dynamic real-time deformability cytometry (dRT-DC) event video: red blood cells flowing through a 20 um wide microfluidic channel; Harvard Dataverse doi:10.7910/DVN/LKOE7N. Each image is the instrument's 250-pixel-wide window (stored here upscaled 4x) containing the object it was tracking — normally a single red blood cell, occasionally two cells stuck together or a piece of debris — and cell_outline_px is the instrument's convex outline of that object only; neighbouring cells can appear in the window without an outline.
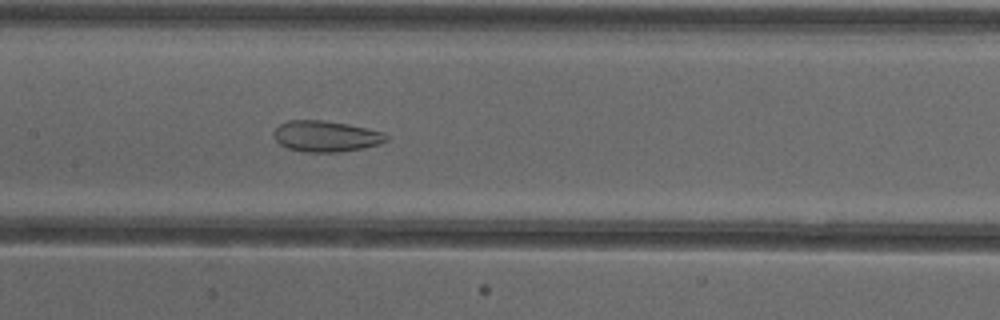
{"species": "common noctule bat (a hibernating species)", "species_latin": "Nyctalus noctula", "temperature_condition": "cold", "stored_images_in_passage": 53, "camera_frame_rate_fps": 3000, "um_per_image_px": 0.085, "animal": {"sex": "female"}, "frame": {"image": 1, "passage_image": 26, "time_ms": 8.333, "image_size_px": [1000, 320], "cell_outline_px": [[388, 140], [380, 144], [364, 148], [340, 152], [304, 152], [288, 148], [280, 144], [276, 140], [272, 132], [280, 124], [288, 120], [324, 120], [348, 124], [384, 132], [388, 136]], "centroid_in_image_um": [27.71, 11.58], "position_along_channel_um": 179.7, "area_um2": 20.46}}
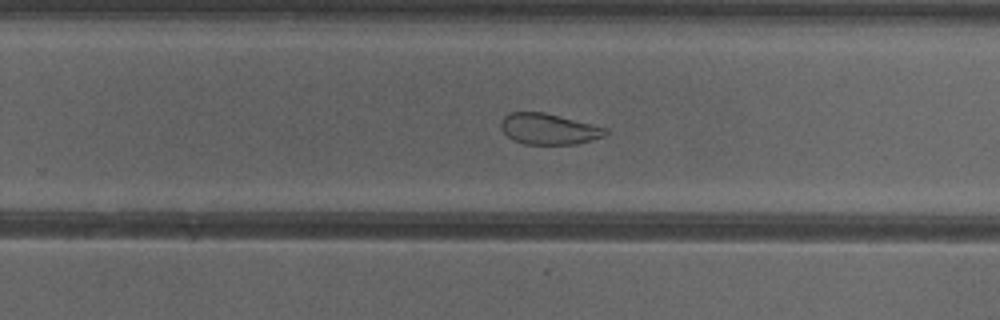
{"frame": {"image": 2, "passage_image": 34, "time_ms": 11.0, "image_size_px": [1000, 320], "cell_outline_px": [[608, 132], [604, 136], [576, 144], [524, 144], [512, 140], [500, 128], [500, 120], [508, 112], [544, 112], [608, 128]], "centroid_in_image_um": [46.61, 10.96], "position_along_channel_um": 283.2, "area_um2": 18.9}}
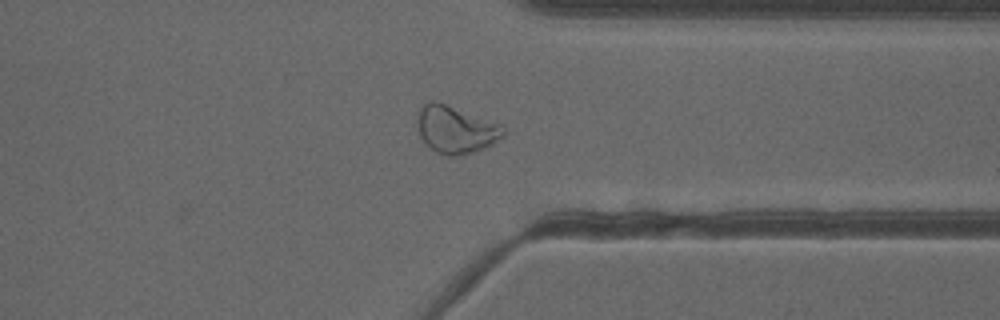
{"frame": {"image": 3, "passage_image": 41, "time_ms": 13.333, "image_size_px": [1000, 320], "cell_outline_px": [[504, 136], [492, 144], [472, 152], [456, 156], [448, 156], [436, 152], [420, 136], [416, 116], [420, 108], [428, 100], [436, 100], [504, 124]], "centroid_in_image_um": [38.75, 10.97], "position_along_channel_um": 372.6, "area_um2": 23.93}, "authors_computed_cell_mechanics": {"area_um2": 26.3568, "velocity_mm_per_s": 3.9006, "shape_relaxation_time_tau1_ms": null, "shape_relaxation_time_tau2_ms": 1.5129, "deformation_change_tau1": null, "deformation_change_tau2": 0.0797}}